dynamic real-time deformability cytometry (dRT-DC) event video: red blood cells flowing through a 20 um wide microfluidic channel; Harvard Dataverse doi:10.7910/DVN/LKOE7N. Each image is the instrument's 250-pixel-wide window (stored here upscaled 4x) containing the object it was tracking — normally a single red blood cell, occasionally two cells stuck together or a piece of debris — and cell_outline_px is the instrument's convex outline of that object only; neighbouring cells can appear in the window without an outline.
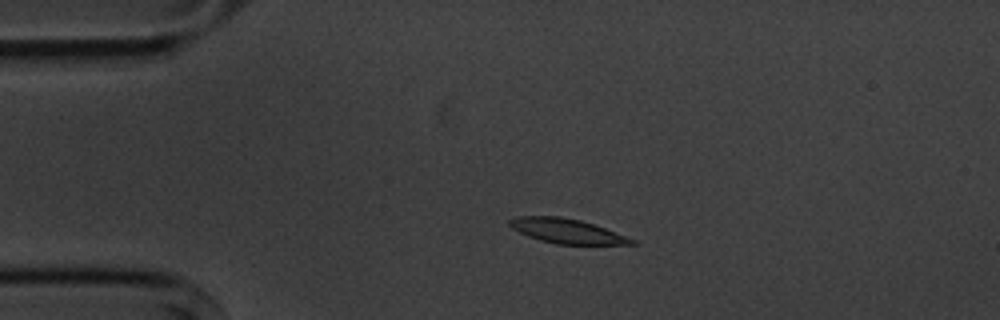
{"species": "common noctule bat (a hibernating species)", "species_latin": "Nyctalus noctula", "temperature_condition": "cold", "stored_images_in_passage": 4, "camera_frame_rate_fps": 3000, "um_per_image_px": 0.085, "animal": {"sex": "male", "body_mass_g": 20.1, "forearm_length_mm": 53.5}, "frame": {"image": 1, "passage_image": 3, "time_ms": 2.333, "image_size_px": [1000, 320], "cell_outline_px": [[636, 244], [556, 244], [540, 240], [528, 236], [512, 228], [508, 224], [508, 220], [516, 216], [560, 216], [580, 220], [604, 228], [636, 240]], "centroid_in_image_um": [48.13, 19.63], "position_along_channel_um": 36.9, "area_um2": 17.28}}